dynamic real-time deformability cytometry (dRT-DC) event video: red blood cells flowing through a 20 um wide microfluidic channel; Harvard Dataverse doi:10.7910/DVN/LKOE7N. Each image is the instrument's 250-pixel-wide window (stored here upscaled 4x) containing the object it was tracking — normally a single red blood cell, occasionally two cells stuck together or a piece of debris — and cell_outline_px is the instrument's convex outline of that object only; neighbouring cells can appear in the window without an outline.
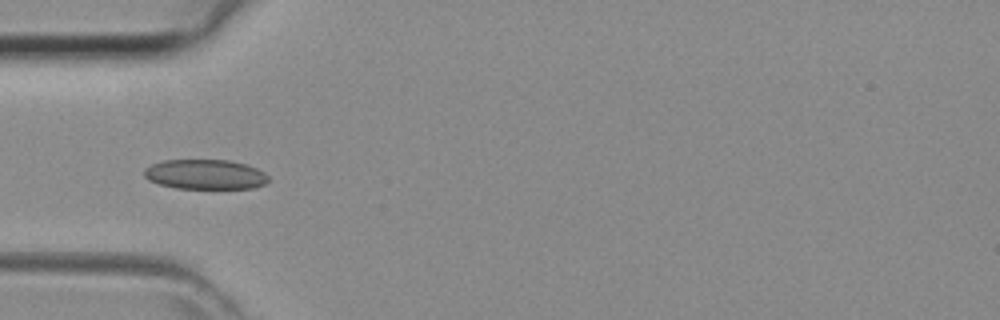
{"species": "common noctule bat (a hibernating species)", "species_latin": "Nyctalus noctula", "temperature_condition": "room temperature", "stored_images_in_passage": 34, "camera_frame_rate_fps": 3000, "um_per_image_px": 0.085, "animal": {"sex": "female", "body_mass_g": 29.2, "forearm_length_mm": 56.3}, "frame": {"image": 1, "passage_image": 4, "time_ms": 1.0, "image_size_px": [1000, 320], "cell_outline_px": [[268, 180], [264, 184], [252, 188], [176, 188], [160, 184], [148, 180], [144, 176], [144, 168], [152, 164], [164, 160], [228, 160], [248, 164], [264, 172], [268, 176]], "centroid_in_image_um": [17.44, 14.81], "position_along_channel_um": 67.6, "area_um2": 21.56}}
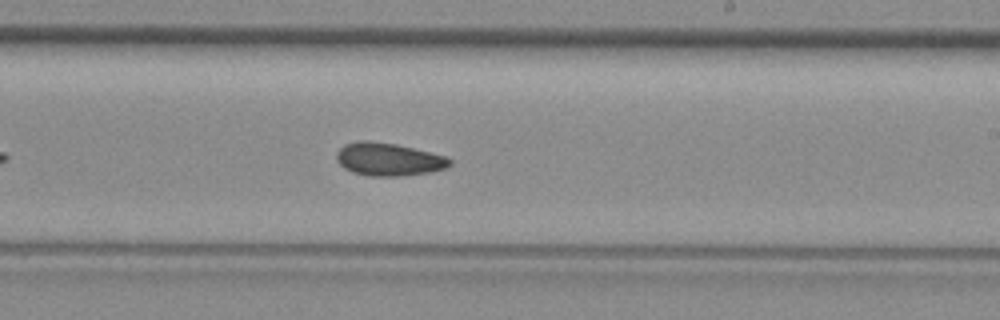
{"frame": {"image": 2, "passage_image": 16, "time_ms": 5.0, "image_size_px": [1000, 320], "cell_outline_px": [[452, 164], [444, 168], [432, 172], [404, 176], [368, 176], [352, 172], [344, 168], [336, 160], [336, 152], [344, 144], [360, 140], [368, 140], [396, 144], [448, 156], [452, 160]], "centroid_in_image_um": [33.03, 13.54], "position_along_channel_um": 256.0, "area_um2": 22.02}}
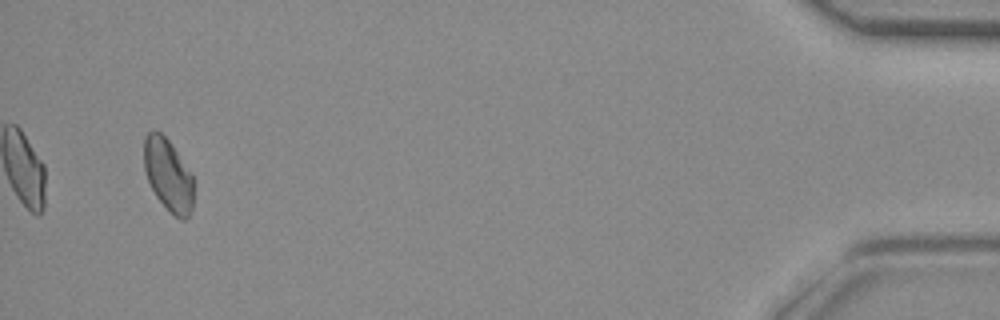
{"frame": {"image": 3, "passage_image": 32, "time_ms": 10.333, "image_size_px": [1000, 320], "cell_outline_px": [[192, 208], [188, 216], [184, 220], [180, 220], [156, 196], [148, 180], [144, 168], [144, 136], [148, 132], [160, 132], [172, 144], [192, 176]], "centroid_in_image_um": [14.27, 14.85], "position_along_channel_um": 420.9, "area_um2": 20.35}}